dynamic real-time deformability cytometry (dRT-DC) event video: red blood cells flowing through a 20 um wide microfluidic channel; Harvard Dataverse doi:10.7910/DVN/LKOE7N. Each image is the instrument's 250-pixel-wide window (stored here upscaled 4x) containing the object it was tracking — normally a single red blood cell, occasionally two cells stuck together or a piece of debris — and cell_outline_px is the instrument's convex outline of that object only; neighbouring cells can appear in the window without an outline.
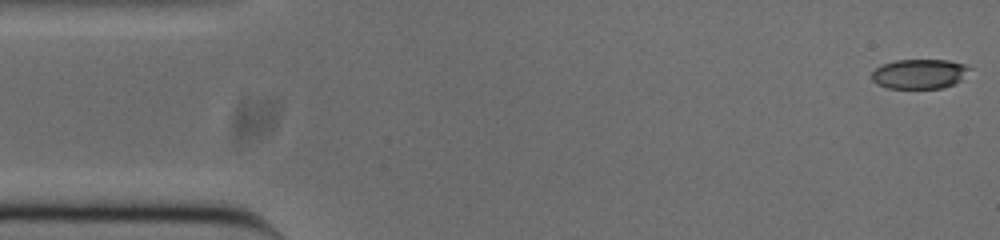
{"species": "common noctule bat (a hibernating species)", "species_latin": "Nyctalus noctula", "temperature_condition": "cold", "stored_images_in_passage": 53, "camera_frame_rate_fps": 3000, "um_per_image_px": 0.085, "animal": {"sex": "male", "body_mass_g": 20.0, "forearm_length_mm": 53.3}, "frame": {"image": 1, "passage_image": 1, "time_ms": 0.0, "image_size_px": [1000, 240], "cell_outline_px": [[972, 68], [960, 80], [952, 84], [940, 88], [888, 88], [876, 84], [872, 80], [872, 72], [876, 68], [884, 64], [896, 60], [948, 60], [964, 64]], "centroid_in_image_um": [78.14, 6.28], "position_along_channel_um": 6.9, "area_um2": 16.76}}
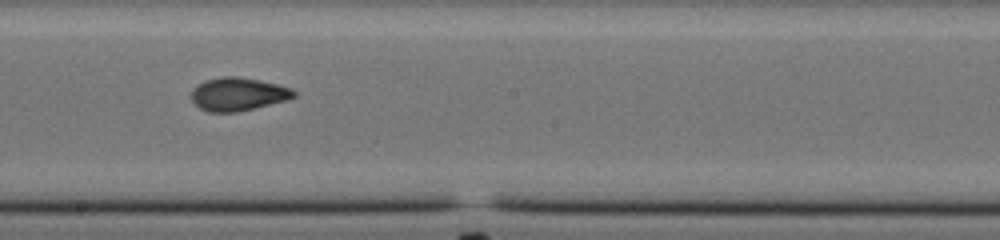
{"frame": {"image": 2, "passage_image": 28, "time_ms": 9.0, "image_size_px": [1000, 240], "cell_outline_px": [[296, 96], [284, 100], [236, 112], [208, 112], [200, 108], [192, 100], [192, 88], [208, 80], [224, 76], [236, 76], [260, 80], [292, 88], [296, 92]], "centroid_in_image_um": [20.23, 8.0], "position_along_channel_um": 228.0, "area_um2": 19.42}}
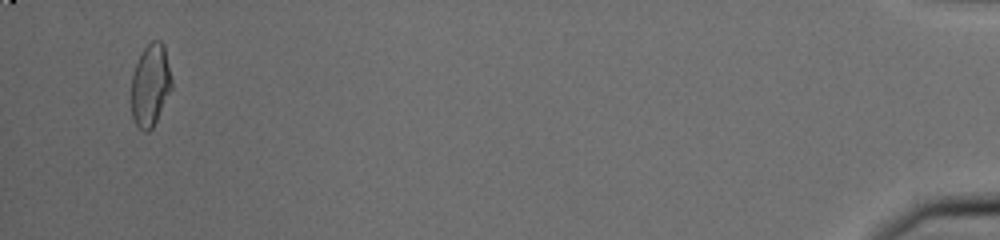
{"frame": {"image": 3, "passage_image": 51, "time_ms": 16.667, "image_size_px": [1000, 240], "cell_outline_px": [[172, 88], [152, 128], [148, 132], [144, 132], [136, 124], [132, 116], [132, 72], [140, 52], [152, 40], [160, 40], [164, 44], [172, 80]], "centroid_in_image_um": [12.78, 7.2], "position_along_channel_um": 422.4, "area_um2": 19.36}, "authors_computed_cell_mechanics": {"area_um2": 19.363, "velocity_mm_per_s": 3.7761, "shape_relaxation_time_tau1_ms": 8.5809, "shape_relaxation_time_tau2_ms": 1.855, "deformation_change_tau1": 0.2098, "deformation_change_tau2": 0.0647}}